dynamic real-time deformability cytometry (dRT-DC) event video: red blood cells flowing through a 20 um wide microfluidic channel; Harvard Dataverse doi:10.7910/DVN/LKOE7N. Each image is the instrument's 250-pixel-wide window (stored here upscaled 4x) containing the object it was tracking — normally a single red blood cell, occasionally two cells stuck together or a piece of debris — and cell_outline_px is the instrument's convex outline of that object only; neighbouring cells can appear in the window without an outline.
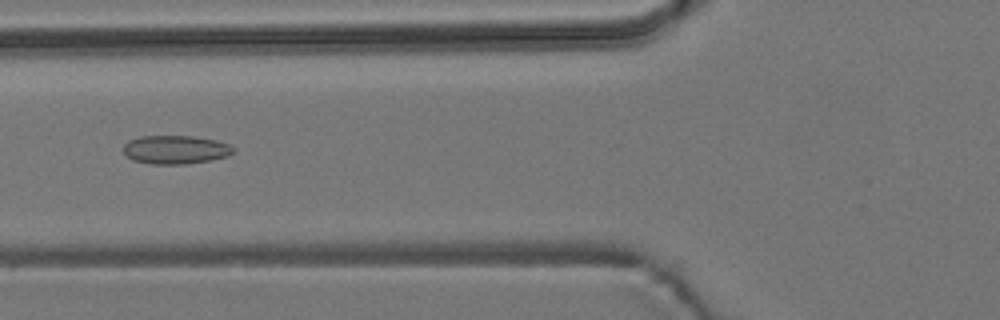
{"species": "common noctule bat (a hibernating species)", "species_latin": "Nyctalus noctula", "temperature_condition": "room temperature", "stored_images_in_passage": 5, "camera_frame_rate_fps": 3000, "um_per_image_px": 0.085, "animal": {"sex": "male", "body_mass_g": 19.2, "forearm_length_mm": 51.8}, "frame": {"image": 1, "passage_image": 2, "time_ms": 1.333, "image_size_px": [1000, 320], "cell_outline_px": [[236, 152], [228, 156], [212, 160], [184, 164], [152, 164], [132, 160], [124, 152], [124, 144], [128, 140], [140, 136], [192, 136], [216, 140], [228, 144], [236, 148]], "centroid_in_image_um": [14.95, 12.72], "position_along_channel_um": 110.8, "area_um2": 18.44}}
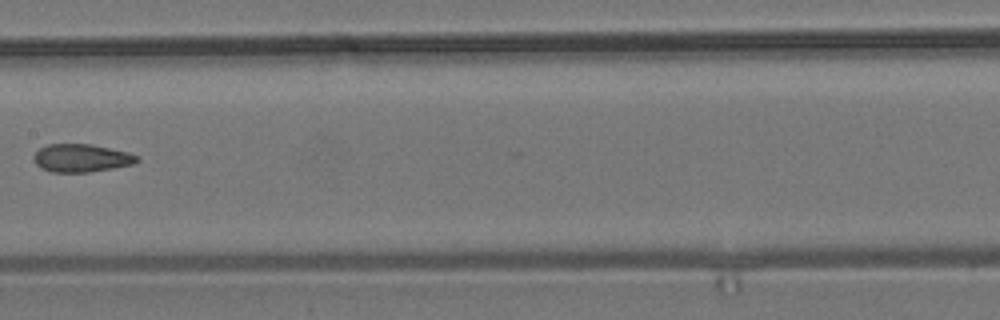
{"frame": {"image": 2, "passage_image": 4, "time_ms": 3.667, "image_size_px": [1000, 320], "cell_outline_px": [[140, 160], [132, 164], [112, 168], [88, 172], [52, 172], [40, 168], [32, 160], [32, 156], [40, 148], [48, 144], [92, 144], [128, 152], [140, 156]], "centroid_in_image_um": [6.9, 13.43], "position_along_channel_um": 200.5, "area_um2": 16.94}}
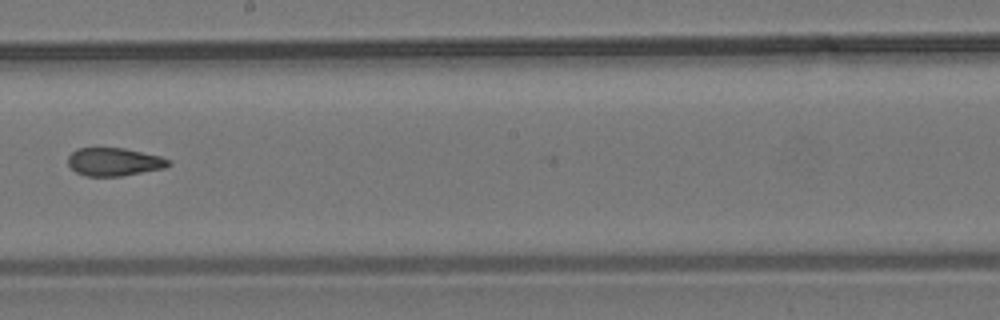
{"frame": {"image": 3, "passage_image": 5, "time_ms": 4.667, "image_size_px": [1000, 320], "cell_outline_px": [[172, 164], [164, 168], [120, 176], [84, 176], [76, 172], [68, 164], [68, 156], [76, 148], [124, 148], [160, 156], [172, 160]], "centroid_in_image_um": [9.71, 13.75], "position_along_channel_um": 238.5, "area_um2": 16.47}}